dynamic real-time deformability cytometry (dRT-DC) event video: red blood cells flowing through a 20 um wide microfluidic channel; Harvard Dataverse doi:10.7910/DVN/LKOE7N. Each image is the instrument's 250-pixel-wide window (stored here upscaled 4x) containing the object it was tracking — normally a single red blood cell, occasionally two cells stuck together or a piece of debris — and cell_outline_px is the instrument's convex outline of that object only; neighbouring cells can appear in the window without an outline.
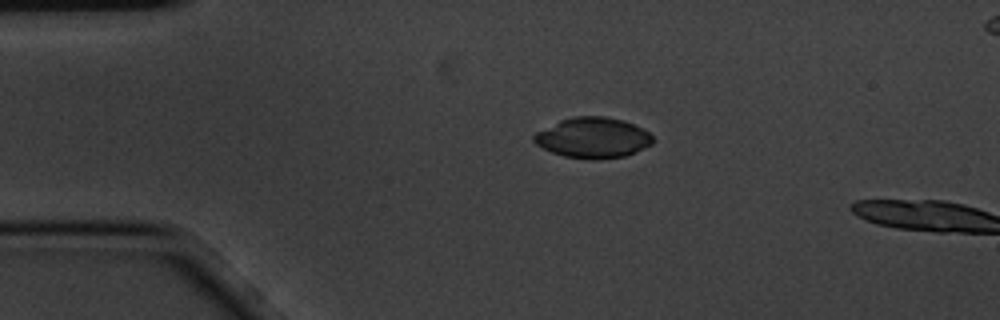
{"species": "common noctule bat (a hibernating species)", "species_latin": "Nyctalus noctula", "temperature_condition": "cold", "stored_images_in_passage": 2, "camera_frame_rate_fps": 3000, "um_per_image_px": 0.085, "animal": {"sex": "male", "body_mass_g": 20.1, "forearm_length_mm": 53.5}, "frame": {"image": 1, "passage_image": 1, "time_ms": 0.0, "image_size_px": [1000, 320], "cell_outline_px": [[656, 140], [652, 144], [636, 152], [624, 156], [596, 160], [592, 160], [564, 156], [552, 152], [536, 144], [532, 140], [532, 136], [536, 132], [560, 120], [572, 116], [604, 116], [624, 120], [648, 132]], "centroid_in_image_um": [50.4, 11.71], "position_along_channel_um": 34.6, "area_um2": 28.15}}